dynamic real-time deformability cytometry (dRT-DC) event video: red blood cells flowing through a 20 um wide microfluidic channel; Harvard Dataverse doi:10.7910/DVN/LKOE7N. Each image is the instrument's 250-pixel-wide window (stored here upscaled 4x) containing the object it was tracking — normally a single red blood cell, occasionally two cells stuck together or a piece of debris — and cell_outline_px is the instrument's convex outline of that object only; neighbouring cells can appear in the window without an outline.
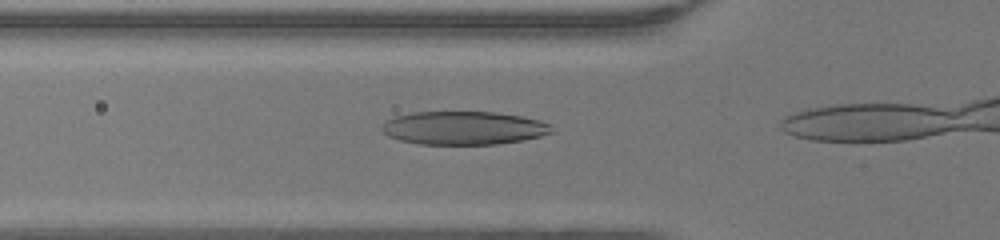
{"species": "human", "species_latin": "Homo sapiens", "temperature_condition": "warm", "stored_images_in_passage": 7, "camera_frame_rate_fps": 3000, "um_per_image_px": 0.085, "donor": {"sex": "female"}, "frame": {"image": 1, "passage_image": 3, "time_ms": 0.667, "image_size_px": [1000, 240], "cell_outline_px": [[552, 132], [540, 136], [524, 140], [496, 144], [420, 144], [400, 140], [388, 136], [380, 128], [384, 120], [396, 116], [412, 112], [496, 112], [520, 116], [540, 120], [548, 124]], "centroid_in_image_um": [39.36, 10.87], "position_along_channel_um": 86.4, "area_um2": 32.95}}
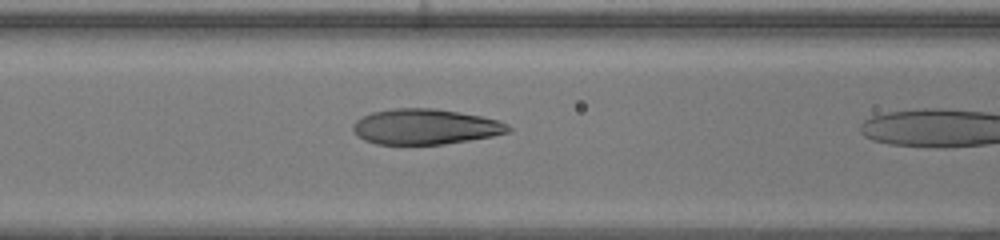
{"frame": {"image": 2, "passage_image": 6, "time_ms": 1.667, "image_size_px": [1000, 240], "cell_outline_px": [[512, 128], [508, 132], [492, 136], [444, 144], [376, 144], [364, 140], [356, 136], [352, 128], [352, 124], [356, 120], [372, 112], [396, 108], [436, 108], [480, 116], [496, 120], [508, 124]], "centroid_in_image_um": [36.11, 10.77], "position_along_channel_um": 130.5, "area_um2": 31.96}}